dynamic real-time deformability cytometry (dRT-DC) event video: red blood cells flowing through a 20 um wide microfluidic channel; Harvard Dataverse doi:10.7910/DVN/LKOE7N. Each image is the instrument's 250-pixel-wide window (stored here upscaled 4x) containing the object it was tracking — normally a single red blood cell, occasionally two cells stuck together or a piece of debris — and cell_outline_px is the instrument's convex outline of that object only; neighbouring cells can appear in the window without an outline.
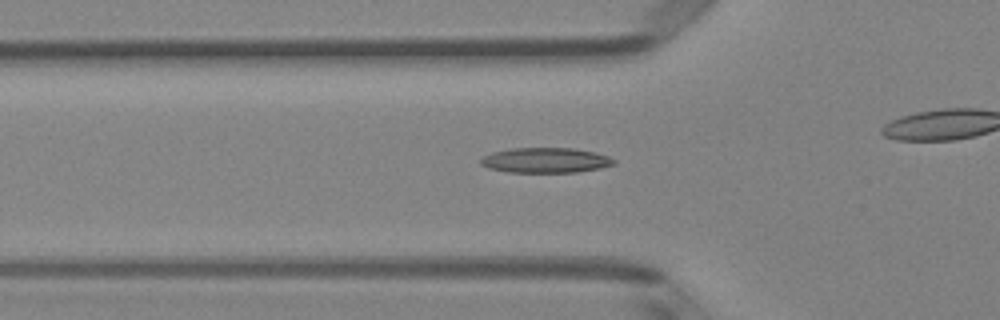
{"species": "Egyptian fruit bat (a non-hibernating species)", "species_latin": "Rousettus aegyptiacus", "temperature_condition": "room temperature", "stored_images_in_passage": 31, "camera_frame_rate_fps": 3000, "um_per_image_px": 0.085, "animal": {"sex": "female"}, "frame": {"image": 1, "passage_image": 7, "time_ms": 2.0, "image_size_px": [1000, 320], "cell_outline_px": [[616, 164], [600, 168], [576, 172], [508, 172], [488, 168], [480, 164], [480, 160], [484, 156], [492, 152], [512, 148], [572, 148], [596, 152], [608, 156], [616, 160]], "centroid_in_image_um": [46.38, 13.62], "position_along_channel_um": 79.4, "area_um2": 19.54}}
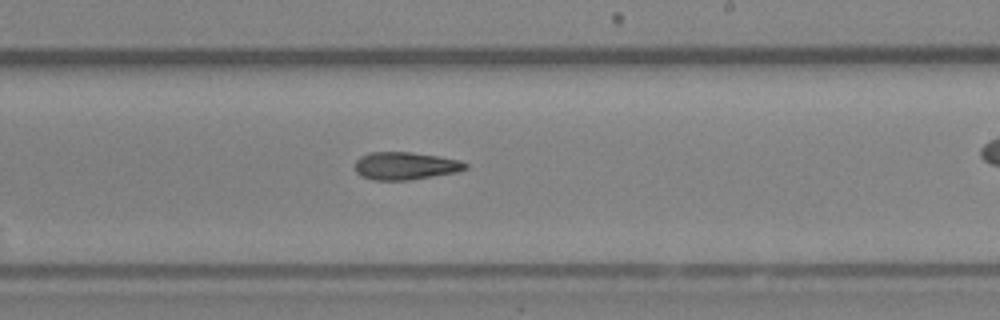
{"frame": {"image": 2, "passage_image": 20, "time_ms": 6.333, "image_size_px": [1000, 320], "cell_outline_px": [[468, 168], [456, 172], [412, 180], [372, 180], [360, 176], [356, 172], [356, 160], [360, 156], [368, 152], [412, 152], [440, 156], [460, 160], [468, 164]], "centroid_in_image_um": [34.46, 14.1], "position_along_channel_um": 254.5, "area_um2": 18.03}}
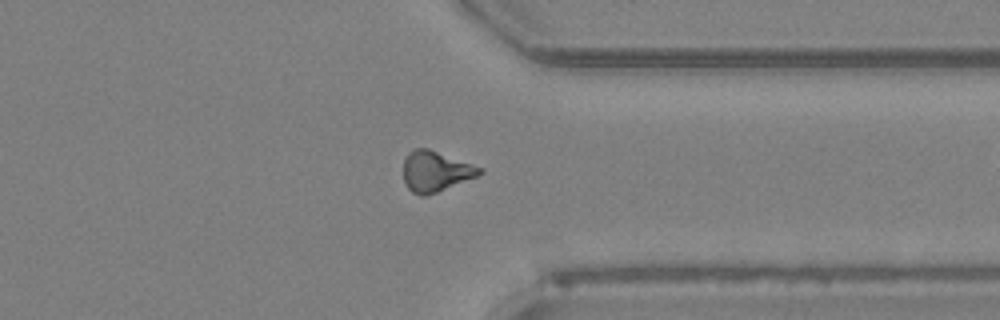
{"frame": {"image": 3, "passage_image": 29, "time_ms": 9.333, "image_size_px": [1000, 320], "cell_outline_px": [[484, 172], [476, 176], [436, 192], [424, 196], [420, 196], [412, 192], [408, 188], [404, 180], [404, 160], [408, 152], [412, 148], [428, 148], [484, 168]], "centroid_in_image_um": [37.01, 14.54], "position_along_channel_um": 374.4, "area_um2": 17.86}}